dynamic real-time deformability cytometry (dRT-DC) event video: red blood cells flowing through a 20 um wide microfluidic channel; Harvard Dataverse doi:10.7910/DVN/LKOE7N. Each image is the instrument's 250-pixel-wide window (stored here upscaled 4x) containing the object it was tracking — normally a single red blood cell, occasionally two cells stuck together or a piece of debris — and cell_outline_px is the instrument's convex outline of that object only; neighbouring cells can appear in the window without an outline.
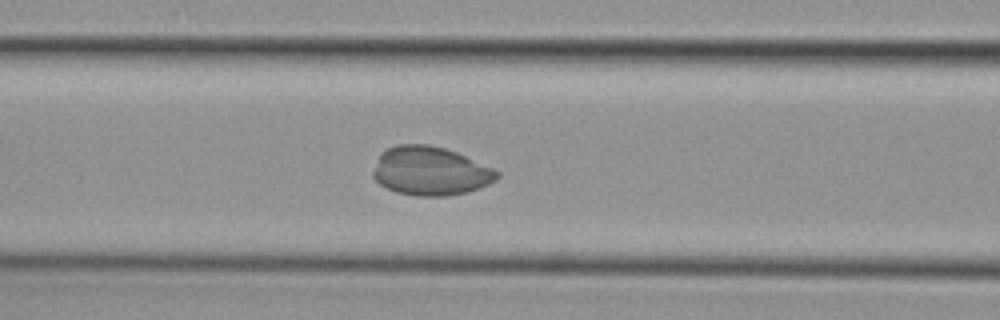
{"species": "common noctule bat (a hibernating species)", "species_latin": "Nyctalus noctula", "temperature_condition": "cold", "stored_images_in_passage": 47, "camera_frame_rate_fps": 3000, "um_per_image_px": 0.085, "animal": {"sex": "female", "body_mass_g": 29.2, "forearm_length_mm": 56.3}, "frame": {"image": 1, "passage_image": 22, "time_ms": 7.0, "image_size_px": [1000, 320], "cell_outline_px": [[500, 176], [496, 180], [480, 188], [468, 192], [448, 196], [416, 196], [396, 192], [380, 184], [372, 176], [372, 172], [380, 152], [388, 148], [400, 144], [428, 144], [444, 148], [456, 152], [492, 168], [500, 172]], "centroid_in_image_um": [36.57, 14.54], "position_along_channel_um": 130.0, "area_um2": 35.26}}
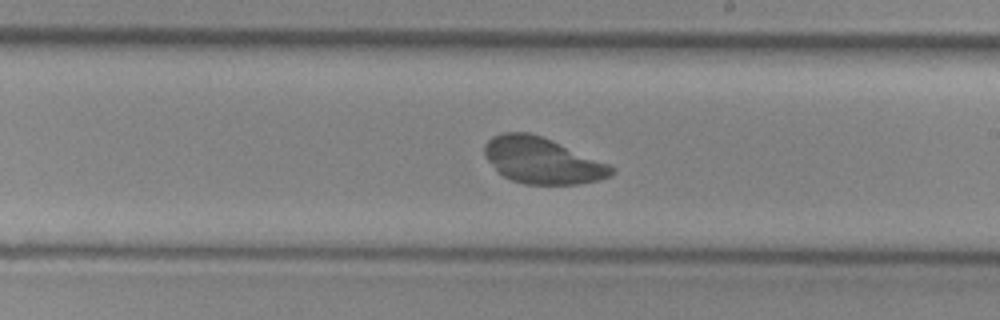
{"frame": {"image": 2, "passage_image": 31, "time_ms": 10.0, "image_size_px": [1000, 320], "cell_outline_px": [[616, 172], [612, 176], [600, 180], [576, 184], [524, 184], [512, 180], [496, 172], [484, 156], [484, 144], [492, 136], [504, 132], [528, 132], [552, 140], [608, 164], [616, 168]], "centroid_in_image_um": [46.07, 13.65], "position_along_channel_um": 242.9, "area_um2": 34.22}}
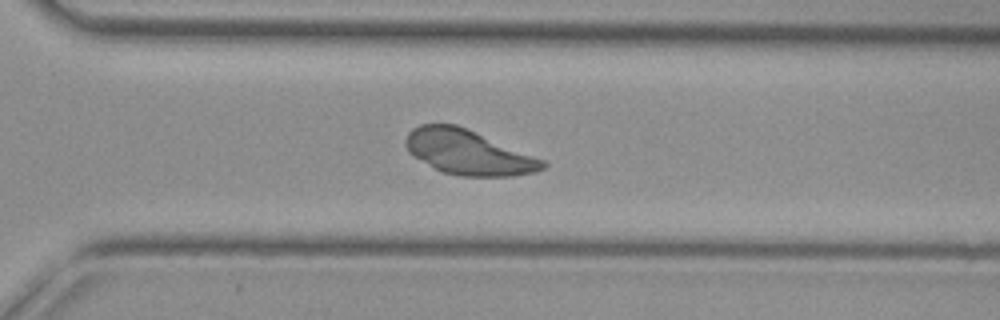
{"frame": {"image": 3, "passage_image": 38, "time_ms": 12.333, "image_size_px": [1000, 320], "cell_outline_px": [[548, 164], [544, 168], [536, 172], [512, 176], [460, 176], [440, 172], [412, 156], [408, 152], [404, 144], [404, 140], [408, 132], [412, 128], [420, 124], [456, 124], [544, 160]], "centroid_in_image_um": [39.74, 12.96], "position_along_channel_um": 330.9, "area_um2": 35.78}}